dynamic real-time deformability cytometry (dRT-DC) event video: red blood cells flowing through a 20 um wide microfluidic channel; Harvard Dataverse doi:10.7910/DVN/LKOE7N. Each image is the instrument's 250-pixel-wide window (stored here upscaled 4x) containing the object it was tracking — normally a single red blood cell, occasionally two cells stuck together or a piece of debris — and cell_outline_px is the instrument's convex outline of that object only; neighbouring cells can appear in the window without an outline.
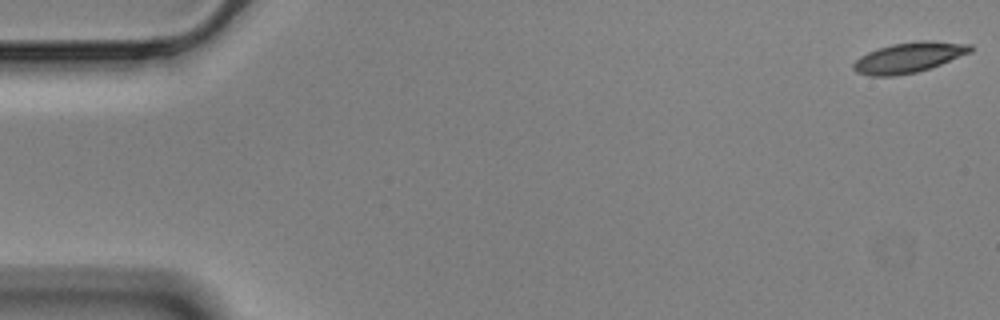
{"species": "Egyptian fruit bat (a non-hibernating species)", "species_latin": "Rousettus aegyptiacus", "temperature_condition": "cold", "stored_images_in_passage": 18, "camera_frame_rate_fps": 3000, "um_per_image_px": 0.085, "animal": {"sex": "male"}, "frame": {"image": 1, "passage_image": 1, "time_ms": 0.0, "image_size_px": [1000, 320], "cell_outline_px": [[972, 52], [940, 64], [916, 72], [892, 76], [872, 76], [856, 72], [852, 68], [852, 64], [860, 56], [868, 52], [892, 44], [920, 40], [924, 40], [972, 44]], "centroid_in_image_um": [77.24, 4.88], "position_along_channel_um": 7.8, "area_um2": 20.46}}
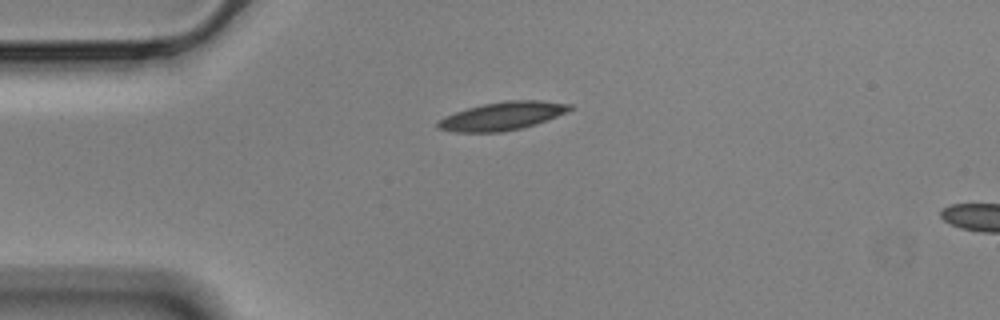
{"frame": {"image": 2, "passage_image": 14, "time_ms": 4.333, "image_size_px": [1000, 320], "cell_outline_px": [[576, 108], [536, 124], [520, 128], [500, 132], [456, 132], [440, 128], [436, 124], [444, 116], [468, 108], [484, 104], [508, 100], [540, 100], [572, 104]], "centroid_in_image_um": [42.75, 9.85], "position_along_channel_um": 42.3, "area_um2": 21.44}}